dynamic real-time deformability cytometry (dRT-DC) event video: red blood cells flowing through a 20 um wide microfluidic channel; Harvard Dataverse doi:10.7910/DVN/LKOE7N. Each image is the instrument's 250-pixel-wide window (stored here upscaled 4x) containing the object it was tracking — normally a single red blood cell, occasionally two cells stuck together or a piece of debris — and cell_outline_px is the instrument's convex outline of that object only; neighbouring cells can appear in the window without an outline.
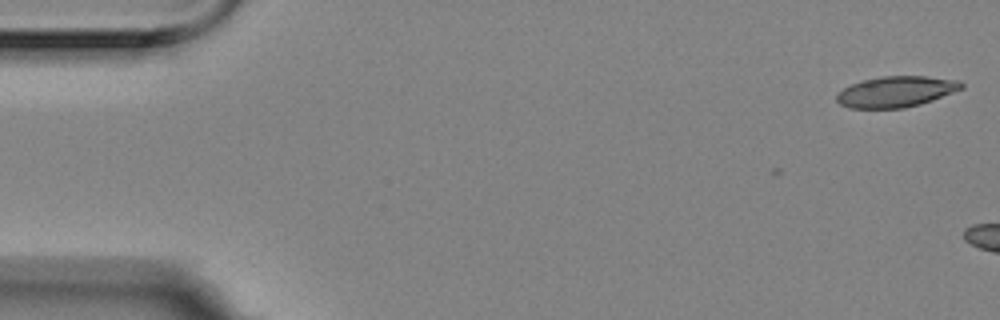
{"species": "Egyptian fruit bat (a non-hibernating species)", "species_latin": "Rousettus aegyptiacus", "temperature_condition": "room temperature", "stored_images_in_passage": 5, "camera_frame_rate_fps": 3000, "um_per_image_px": 0.085, "animal": {"sex": "female"}, "frame": {"image": 1, "passage_image": 1, "time_ms": 0.0, "image_size_px": [1000, 320], "cell_outline_px": [[964, 88], [932, 100], [920, 104], [904, 108], [848, 108], [840, 104], [836, 100], [836, 96], [844, 88], [852, 84], [864, 80], [880, 76], [928, 76], [960, 80], [964, 84]], "centroid_in_image_um": [76.19, 7.79], "position_along_channel_um": 8.8, "area_um2": 22.43}}
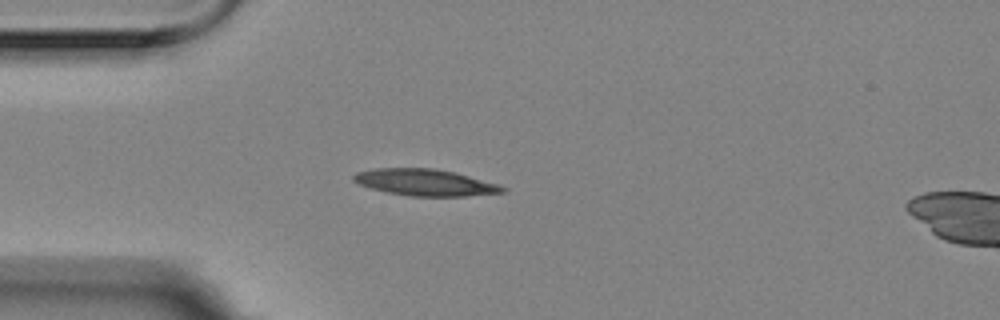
{"frame": {"image": 2, "passage_image": 5, "time_ms": 1.333, "image_size_px": [1000, 320], "cell_outline_px": [[508, 188], [504, 192], [468, 196], [412, 196], [388, 192], [356, 184], [352, 180], [352, 176], [356, 172], [376, 168], [432, 168], [456, 172], [500, 184]], "centroid_in_image_um": [36.16, 15.5], "position_along_channel_um": 48.8, "area_um2": 23.24}}